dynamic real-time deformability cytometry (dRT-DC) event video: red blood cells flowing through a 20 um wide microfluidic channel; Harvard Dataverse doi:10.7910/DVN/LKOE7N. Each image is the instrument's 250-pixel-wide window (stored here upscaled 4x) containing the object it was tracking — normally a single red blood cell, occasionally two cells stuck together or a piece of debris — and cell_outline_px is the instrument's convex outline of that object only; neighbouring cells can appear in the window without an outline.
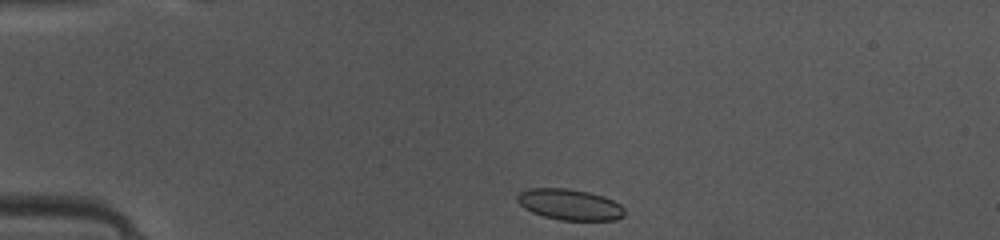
{"species": "common noctule bat (a hibernating species)", "species_latin": "Nyctalus noctula", "temperature_condition": "warm", "stored_images_in_passage": 39, "camera_frame_rate_fps": 3000, "um_per_image_px": 0.085, "animal": {"sex": "female", "body_mass_g": 10.0, "forearm_length_mm": 53.1}, "frame": {"image": 1, "passage_image": 1, "time_ms": 0.0, "image_size_px": [1000, 240], "cell_outline_px": [[624, 216], [616, 220], [560, 220], [544, 216], [532, 212], [524, 208], [516, 200], [516, 196], [520, 192], [528, 188], [568, 188], [588, 192], [604, 196], [620, 204], [624, 208]], "centroid_in_image_um": [48.42, 17.38], "position_along_channel_um": 36.6, "area_um2": 19.42}}
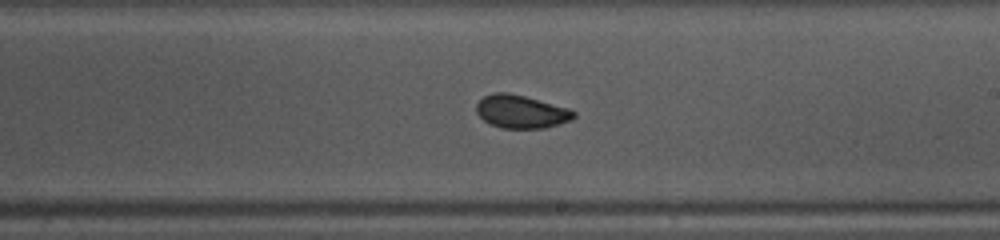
{"frame": {"image": 2, "passage_image": 19, "time_ms": 6.0, "image_size_px": [1000, 240], "cell_outline_px": [[576, 116], [572, 120], [544, 128], [500, 128], [484, 120], [476, 112], [476, 104], [484, 96], [492, 92], [508, 92], [524, 96], [568, 108], [576, 112]], "centroid_in_image_um": [44.29, 9.48], "position_along_channel_um": 244.7, "area_um2": 18.73}}
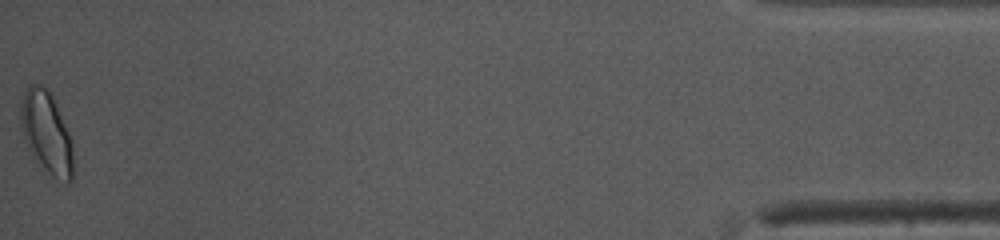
{"frame": {"image": 3, "passage_image": 39, "time_ms": 12.667, "image_size_px": [1000, 240], "cell_outline_px": [[72, 180], [68, 184], [52, 176], [32, 156], [24, 140], [20, 128], [20, 100], [24, 92], [32, 84], [44, 84], [48, 88], [52, 96], [68, 132], [72, 144]], "centroid_in_image_um": [3.92, 11.25], "position_along_channel_um": 431.3, "area_um2": 25.03}, "authors_computed_cell_mechanics": {"area_um2": 19.1318, "velocity_mm_per_s": 4.1201, "shape_relaxation_time_tau1_ms": 2.8149, "shape_relaxation_time_tau2_ms": 0.6705, "deformation_change_tau1": 0.1001, "deformation_change_tau2": 0.0557}}